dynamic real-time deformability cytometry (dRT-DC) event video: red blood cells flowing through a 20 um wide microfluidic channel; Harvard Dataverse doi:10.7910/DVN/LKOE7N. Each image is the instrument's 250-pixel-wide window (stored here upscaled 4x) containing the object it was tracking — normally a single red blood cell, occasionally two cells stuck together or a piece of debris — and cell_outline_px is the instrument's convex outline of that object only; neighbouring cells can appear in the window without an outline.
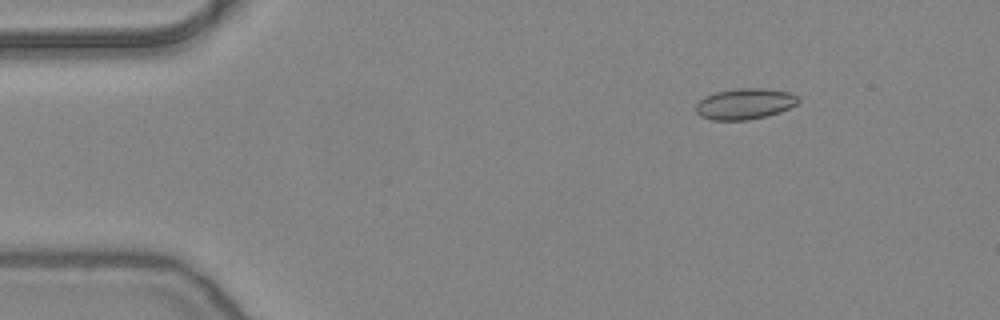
{"species": "common noctule bat (a hibernating species)", "species_latin": "Nyctalus noctula", "temperature_condition": "warm", "stored_images_in_passage": 51, "camera_frame_rate_fps": 3000, "um_per_image_px": 0.085, "animal": {"sex": "female", "body_mass_g": 24.6, "forearm_length_mm": 56.2}, "frame": {"image": 1, "passage_image": 8, "time_ms": 2.333, "image_size_px": [1000, 320], "cell_outline_px": [[800, 100], [796, 104], [780, 112], [768, 116], [748, 120], [712, 120], [700, 116], [696, 112], [696, 104], [704, 96], [716, 92], [740, 88], [764, 88], [788, 92], [800, 96]], "centroid_in_image_um": [63.32, 8.83], "position_along_channel_um": 21.7, "area_um2": 18.55}}
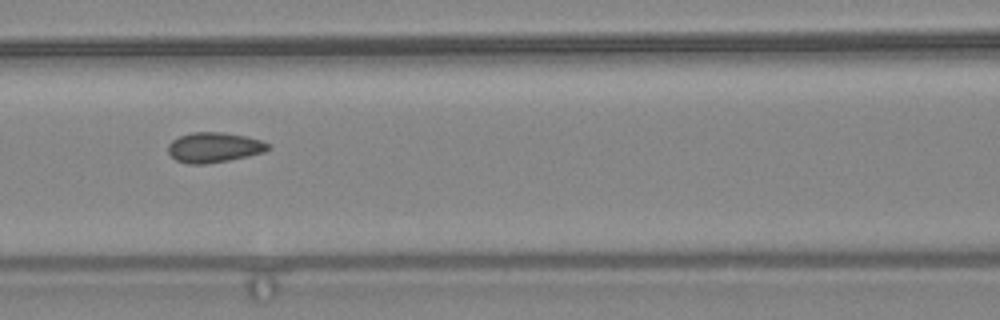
{"frame": {"image": 2, "passage_image": 24, "time_ms": 7.667, "image_size_px": [1000, 320], "cell_outline_px": [[272, 148], [264, 152], [248, 156], [228, 160], [204, 164], [188, 164], [176, 160], [168, 152], [168, 144], [172, 140], [180, 136], [192, 132], [224, 132], [244, 136], [260, 140], [272, 144]], "centroid_in_image_um": [18.21, 12.53], "position_along_channel_um": 148.4, "area_um2": 17.57}}
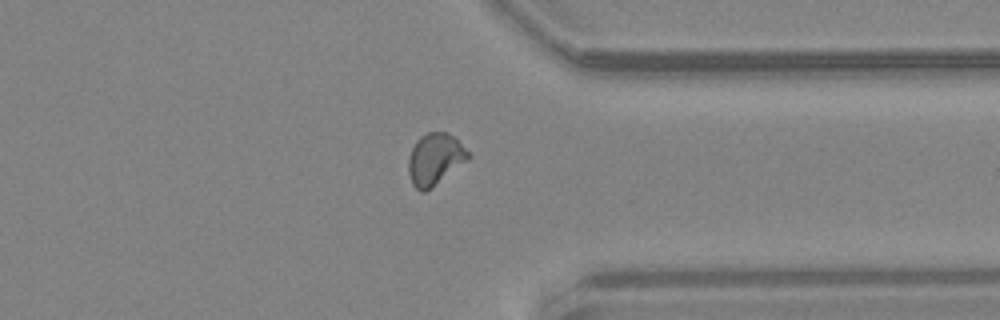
{"frame": {"image": 3, "passage_image": 42, "time_ms": 13.667, "image_size_px": [1000, 320], "cell_outline_px": [[472, 156], [468, 160], [432, 188], [424, 192], [420, 192], [412, 184], [408, 172], [408, 156], [416, 140], [420, 136], [428, 132], [448, 132]], "centroid_in_image_um": [36.95, 13.54], "position_along_channel_um": 374.5, "area_um2": 18.03}, "authors_computed_cell_mechanics": {"area_um2": 17.2244, "velocity_mm_per_s": 3.8522, "shape_relaxation_time_tau1_ms": 6.8368, "shape_relaxation_time_tau2_ms": 0.6476, "deformation_change_tau1": 0.1057, "deformation_change_tau2": 0.0289}}